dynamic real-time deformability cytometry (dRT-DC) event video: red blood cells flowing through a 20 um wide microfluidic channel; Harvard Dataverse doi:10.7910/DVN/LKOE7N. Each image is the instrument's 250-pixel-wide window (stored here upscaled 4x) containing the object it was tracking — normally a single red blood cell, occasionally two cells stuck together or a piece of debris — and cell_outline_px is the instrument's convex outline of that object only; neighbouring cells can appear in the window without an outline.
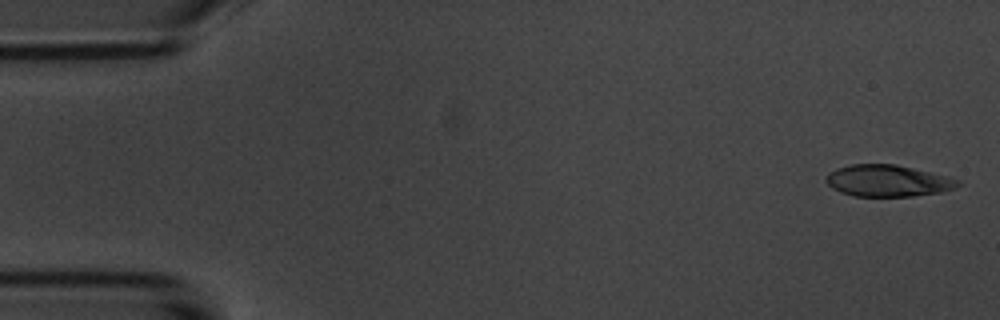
{"species": "common noctule bat (a hibernating species)", "species_latin": "Nyctalus noctula", "temperature_condition": "room temperature", "stored_images_in_passage": 53, "camera_frame_rate_fps": 3000, "um_per_image_px": 0.085, "animal": {"sex": "male", "body_mass_g": 20.1, "forearm_length_mm": 53.5}, "frame": {"image": 1, "passage_image": 1, "time_ms": 0.0, "image_size_px": [1000, 320], "cell_outline_px": [[960, 184], [956, 188], [940, 192], [912, 196], [856, 196], [840, 192], [832, 188], [824, 180], [836, 168], [852, 164], [896, 164], [948, 176], [960, 180]], "centroid_in_image_um": [75.49, 15.36], "position_along_channel_um": 9.5, "area_um2": 24.22}}
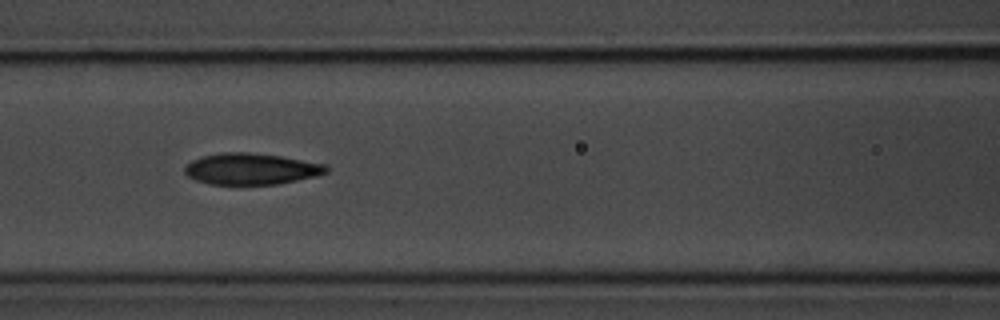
{"frame": {"image": 2, "passage_image": 22, "time_ms": 7.0, "image_size_px": [1000, 320], "cell_outline_px": [[328, 172], [316, 176], [276, 184], [208, 184], [196, 180], [188, 176], [184, 172], [184, 168], [192, 160], [200, 156], [220, 152], [248, 152], [280, 156], [328, 164]], "centroid_in_image_um": [21.34, 14.34], "position_along_channel_um": 145.3, "area_um2": 25.89}}
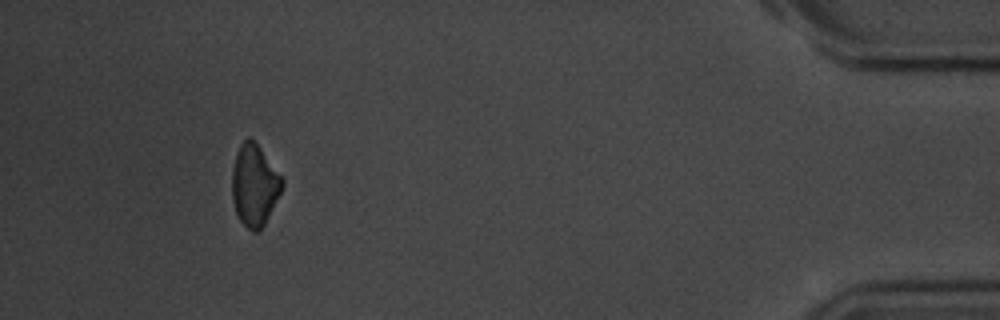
{"frame": {"image": 3, "passage_image": 49, "time_ms": 16.0, "image_size_px": [1000, 320], "cell_outline_px": [[284, 184], [264, 224], [256, 232], [252, 232], [240, 220], [236, 212], [232, 196], [232, 168], [236, 152], [240, 144], [248, 136], [260, 148], [284, 180]], "centroid_in_image_um": [21.6, 15.72], "position_along_channel_um": 413.6, "area_um2": 23.35}, "authors_computed_cell_mechanics": {"area_um2": 25.0274, "velocity_mm_per_s": 3.6986, "shape_relaxation_time_tau1_ms": 2.7458, "shape_relaxation_time_tau2_ms": null, "deformation_change_tau1": 0.0972, "deformation_change_tau2": null}}